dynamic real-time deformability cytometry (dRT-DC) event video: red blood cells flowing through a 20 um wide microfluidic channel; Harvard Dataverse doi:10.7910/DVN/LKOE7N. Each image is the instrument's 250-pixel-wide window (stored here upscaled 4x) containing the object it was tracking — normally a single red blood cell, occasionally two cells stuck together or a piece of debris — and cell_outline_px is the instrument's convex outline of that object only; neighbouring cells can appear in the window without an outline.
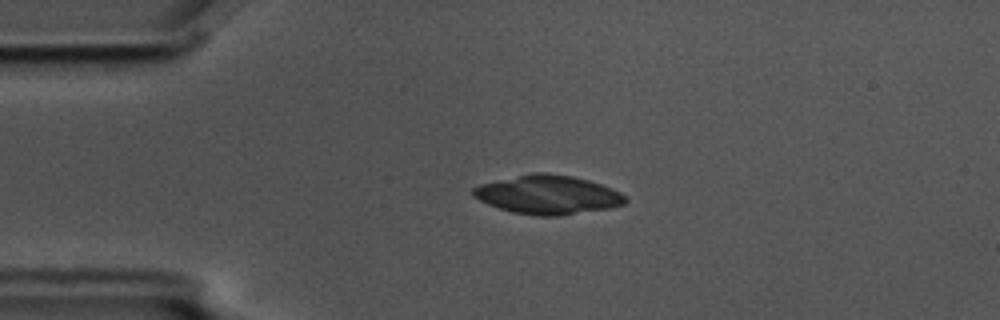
{"species": "common noctule bat (a hibernating species)", "species_latin": "Nyctalus noctula", "temperature_condition": "cold", "stored_images_in_passage": 6, "camera_frame_rate_fps": 3000, "um_per_image_px": 0.085, "animal": {"sex": "male", "body_mass_g": 17.5, "forearm_length_mm": 52.3}, "frame": {"image": 1, "passage_image": 4, "time_ms": 1.0, "image_size_px": [1000, 320], "cell_outline_px": [[628, 200], [624, 204], [612, 208], [560, 216], [536, 216], [512, 212], [488, 204], [472, 196], [472, 188], [480, 184], [536, 172], [544, 172], [572, 176], [588, 180], [612, 188], [620, 192]], "centroid_in_image_um": [46.59, 16.56], "position_along_channel_um": 38.4, "area_um2": 34.39}}